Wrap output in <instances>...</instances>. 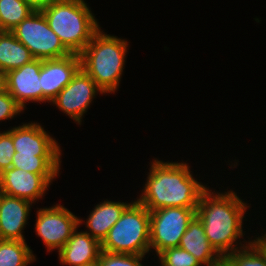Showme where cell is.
I'll return each mask as SVG.
<instances>
[{"mask_svg": "<svg viewBox=\"0 0 266 266\" xmlns=\"http://www.w3.org/2000/svg\"><path fill=\"white\" fill-rule=\"evenodd\" d=\"M150 172L137 199L149 211L165 207L197 208L207 189L194 179L186 163L163 162L154 159Z\"/></svg>", "mask_w": 266, "mask_h": 266, "instance_id": "6da1fadb", "label": "cell"}, {"mask_svg": "<svg viewBox=\"0 0 266 266\" xmlns=\"http://www.w3.org/2000/svg\"><path fill=\"white\" fill-rule=\"evenodd\" d=\"M211 191L207 188L202 193L196 216L204 226L208 241L224 258L238 249L236 240L244 236L242 222L249 206L233 191L224 194Z\"/></svg>", "mask_w": 266, "mask_h": 266, "instance_id": "7a4b0ae2", "label": "cell"}, {"mask_svg": "<svg viewBox=\"0 0 266 266\" xmlns=\"http://www.w3.org/2000/svg\"><path fill=\"white\" fill-rule=\"evenodd\" d=\"M127 47L126 40L107 35L99 29L79 54L81 69L103 93H114L119 87Z\"/></svg>", "mask_w": 266, "mask_h": 266, "instance_id": "3957f363", "label": "cell"}, {"mask_svg": "<svg viewBox=\"0 0 266 266\" xmlns=\"http://www.w3.org/2000/svg\"><path fill=\"white\" fill-rule=\"evenodd\" d=\"M89 8L84 0H58L40 11L63 45L80 54L100 29Z\"/></svg>", "mask_w": 266, "mask_h": 266, "instance_id": "277c9868", "label": "cell"}, {"mask_svg": "<svg viewBox=\"0 0 266 266\" xmlns=\"http://www.w3.org/2000/svg\"><path fill=\"white\" fill-rule=\"evenodd\" d=\"M102 251L145 255L150 249V211L131 202L101 242Z\"/></svg>", "mask_w": 266, "mask_h": 266, "instance_id": "5b68a950", "label": "cell"}, {"mask_svg": "<svg viewBox=\"0 0 266 266\" xmlns=\"http://www.w3.org/2000/svg\"><path fill=\"white\" fill-rule=\"evenodd\" d=\"M10 32L30 50L35 59H58L71 54L49 27L41 11L34 10Z\"/></svg>", "mask_w": 266, "mask_h": 266, "instance_id": "8992f818", "label": "cell"}, {"mask_svg": "<svg viewBox=\"0 0 266 266\" xmlns=\"http://www.w3.org/2000/svg\"><path fill=\"white\" fill-rule=\"evenodd\" d=\"M197 208L165 207L150 211V248L158 255L167 248L179 247Z\"/></svg>", "mask_w": 266, "mask_h": 266, "instance_id": "52a82bcc", "label": "cell"}, {"mask_svg": "<svg viewBox=\"0 0 266 266\" xmlns=\"http://www.w3.org/2000/svg\"><path fill=\"white\" fill-rule=\"evenodd\" d=\"M80 224L82 219H78L64 206L56 204L37 211L35 232L43 240L49 252L55 249L59 251Z\"/></svg>", "mask_w": 266, "mask_h": 266, "instance_id": "ba28073f", "label": "cell"}, {"mask_svg": "<svg viewBox=\"0 0 266 266\" xmlns=\"http://www.w3.org/2000/svg\"><path fill=\"white\" fill-rule=\"evenodd\" d=\"M97 91L103 94L95 81L80 69L72 81L51 102L75 122L81 124L82 117L96 97Z\"/></svg>", "mask_w": 266, "mask_h": 266, "instance_id": "9c48e42d", "label": "cell"}, {"mask_svg": "<svg viewBox=\"0 0 266 266\" xmlns=\"http://www.w3.org/2000/svg\"><path fill=\"white\" fill-rule=\"evenodd\" d=\"M56 176L58 174H33L11 167L0 173V192L34 203L42 198Z\"/></svg>", "mask_w": 266, "mask_h": 266, "instance_id": "30bf717a", "label": "cell"}, {"mask_svg": "<svg viewBox=\"0 0 266 266\" xmlns=\"http://www.w3.org/2000/svg\"><path fill=\"white\" fill-rule=\"evenodd\" d=\"M81 69L79 54L50 60H42L40 79L42 102H51Z\"/></svg>", "mask_w": 266, "mask_h": 266, "instance_id": "8fae6325", "label": "cell"}, {"mask_svg": "<svg viewBox=\"0 0 266 266\" xmlns=\"http://www.w3.org/2000/svg\"><path fill=\"white\" fill-rule=\"evenodd\" d=\"M42 60L34 59L6 73L8 93L24 110L26 102H42L40 69Z\"/></svg>", "mask_w": 266, "mask_h": 266, "instance_id": "7c38bea8", "label": "cell"}, {"mask_svg": "<svg viewBox=\"0 0 266 266\" xmlns=\"http://www.w3.org/2000/svg\"><path fill=\"white\" fill-rule=\"evenodd\" d=\"M15 152L35 154V156H60L61 149L39 123H24L12 128Z\"/></svg>", "mask_w": 266, "mask_h": 266, "instance_id": "4fadbf2b", "label": "cell"}, {"mask_svg": "<svg viewBox=\"0 0 266 266\" xmlns=\"http://www.w3.org/2000/svg\"><path fill=\"white\" fill-rule=\"evenodd\" d=\"M32 203L0 192V239L25 241L22 230L27 224Z\"/></svg>", "mask_w": 266, "mask_h": 266, "instance_id": "5bb4252c", "label": "cell"}, {"mask_svg": "<svg viewBox=\"0 0 266 266\" xmlns=\"http://www.w3.org/2000/svg\"><path fill=\"white\" fill-rule=\"evenodd\" d=\"M101 242L85 231L72 233L66 244L58 251L60 263L69 266H86L98 261Z\"/></svg>", "mask_w": 266, "mask_h": 266, "instance_id": "9a60e30c", "label": "cell"}, {"mask_svg": "<svg viewBox=\"0 0 266 266\" xmlns=\"http://www.w3.org/2000/svg\"><path fill=\"white\" fill-rule=\"evenodd\" d=\"M179 247L188 251L205 266H212L223 259L208 241L204 226L197 216L189 223Z\"/></svg>", "mask_w": 266, "mask_h": 266, "instance_id": "2e32d148", "label": "cell"}, {"mask_svg": "<svg viewBox=\"0 0 266 266\" xmlns=\"http://www.w3.org/2000/svg\"><path fill=\"white\" fill-rule=\"evenodd\" d=\"M129 203L105 201L97 204L87 218L86 224L92 237L102 242L107 236L109 230L120 219L121 214Z\"/></svg>", "mask_w": 266, "mask_h": 266, "instance_id": "e0dca14e", "label": "cell"}, {"mask_svg": "<svg viewBox=\"0 0 266 266\" xmlns=\"http://www.w3.org/2000/svg\"><path fill=\"white\" fill-rule=\"evenodd\" d=\"M30 50L10 31L0 35V69L8 72L34 60Z\"/></svg>", "mask_w": 266, "mask_h": 266, "instance_id": "ac0fdd59", "label": "cell"}, {"mask_svg": "<svg viewBox=\"0 0 266 266\" xmlns=\"http://www.w3.org/2000/svg\"><path fill=\"white\" fill-rule=\"evenodd\" d=\"M60 156H35V154H19L12 157V167L33 174H59Z\"/></svg>", "mask_w": 266, "mask_h": 266, "instance_id": "d6986e66", "label": "cell"}, {"mask_svg": "<svg viewBox=\"0 0 266 266\" xmlns=\"http://www.w3.org/2000/svg\"><path fill=\"white\" fill-rule=\"evenodd\" d=\"M34 260L26 241L0 239V266H27Z\"/></svg>", "mask_w": 266, "mask_h": 266, "instance_id": "ffe728a7", "label": "cell"}, {"mask_svg": "<svg viewBox=\"0 0 266 266\" xmlns=\"http://www.w3.org/2000/svg\"><path fill=\"white\" fill-rule=\"evenodd\" d=\"M33 11L25 0H0V25L11 31Z\"/></svg>", "mask_w": 266, "mask_h": 266, "instance_id": "44dd1931", "label": "cell"}, {"mask_svg": "<svg viewBox=\"0 0 266 266\" xmlns=\"http://www.w3.org/2000/svg\"><path fill=\"white\" fill-rule=\"evenodd\" d=\"M242 245L240 242L239 249L229 253L224 259L231 266H266V261L258 250L250 243Z\"/></svg>", "mask_w": 266, "mask_h": 266, "instance_id": "7402d4cb", "label": "cell"}, {"mask_svg": "<svg viewBox=\"0 0 266 266\" xmlns=\"http://www.w3.org/2000/svg\"><path fill=\"white\" fill-rule=\"evenodd\" d=\"M161 266H202L188 251L180 248H167L158 255Z\"/></svg>", "mask_w": 266, "mask_h": 266, "instance_id": "603a6c76", "label": "cell"}, {"mask_svg": "<svg viewBox=\"0 0 266 266\" xmlns=\"http://www.w3.org/2000/svg\"><path fill=\"white\" fill-rule=\"evenodd\" d=\"M143 258L144 255L101 251L98 263L100 266H143L140 262Z\"/></svg>", "mask_w": 266, "mask_h": 266, "instance_id": "cb8c5ba5", "label": "cell"}, {"mask_svg": "<svg viewBox=\"0 0 266 266\" xmlns=\"http://www.w3.org/2000/svg\"><path fill=\"white\" fill-rule=\"evenodd\" d=\"M14 153L12 129L0 132V173L12 167Z\"/></svg>", "mask_w": 266, "mask_h": 266, "instance_id": "d4e9b609", "label": "cell"}, {"mask_svg": "<svg viewBox=\"0 0 266 266\" xmlns=\"http://www.w3.org/2000/svg\"><path fill=\"white\" fill-rule=\"evenodd\" d=\"M23 111L22 107L16 102V100L5 91L0 93V121L5 119H12Z\"/></svg>", "mask_w": 266, "mask_h": 266, "instance_id": "484cf974", "label": "cell"}, {"mask_svg": "<svg viewBox=\"0 0 266 266\" xmlns=\"http://www.w3.org/2000/svg\"><path fill=\"white\" fill-rule=\"evenodd\" d=\"M249 242L258 250L266 261V233L264 236L258 237Z\"/></svg>", "mask_w": 266, "mask_h": 266, "instance_id": "4316f807", "label": "cell"}, {"mask_svg": "<svg viewBox=\"0 0 266 266\" xmlns=\"http://www.w3.org/2000/svg\"><path fill=\"white\" fill-rule=\"evenodd\" d=\"M34 10L40 11L58 0H25Z\"/></svg>", "mask_w": 266, "mask_h": 266, "instance_id": "83f0119b", "label": "cell"}, {"mask_svg": "<svg viewBox=\"0 0 266 266\" xmlns=\"http://www.w3.org/2000/svg\"><path fill=\"white\" fill-rule=\"evenodd\" d=\"M7 91L6 72L0 69V93Z\"/></svg>", "mask_w": 266, "mask_h": 266, "instance_id": "f1b7e54d", "label": "cell"}, {"mask_svg": "<svg viewBox=\"0 0 266 266\" xmlns=\"http://www.w3.org/2000/svg\"><path fill=\"white\" fill-rule=\"evenodd\" d=\"M212 266H231V265L223 258L220 262H218Z\"/></svg>", "mask_w": 266, "mask_h": 266, "instance_id": "f546056e", "label": "cell"}, {"mask_svg": "<svg viewBox=\"0 0 266 266\" xmlns=\"http://www.w3.org/2000/svg\"><path fill=\"white\" fill-rule=\"evenodd\" d=\"M86 266H100V265H99V263H98V261H97V262H95V263H93V264L86 265Z\"/></svg>", "mask_w": 266, "mask_h": 266, "instance_id": "4dcf8cb0", "label": "cell"}, {"mask_svg": "<svg viewBox=\"0 0 266 266\" xmlns=\"http://www.w3.org/2000/svg\"><path fill=\"white\" fill-rule=\"evenodd\" d=\"M4 32L3 28L0 25V35Z\"/></svg>", "mask_w": 266, "mask_h": 266, "instance_id": "1f68e13d", "label": "cell"}]
</instances>
